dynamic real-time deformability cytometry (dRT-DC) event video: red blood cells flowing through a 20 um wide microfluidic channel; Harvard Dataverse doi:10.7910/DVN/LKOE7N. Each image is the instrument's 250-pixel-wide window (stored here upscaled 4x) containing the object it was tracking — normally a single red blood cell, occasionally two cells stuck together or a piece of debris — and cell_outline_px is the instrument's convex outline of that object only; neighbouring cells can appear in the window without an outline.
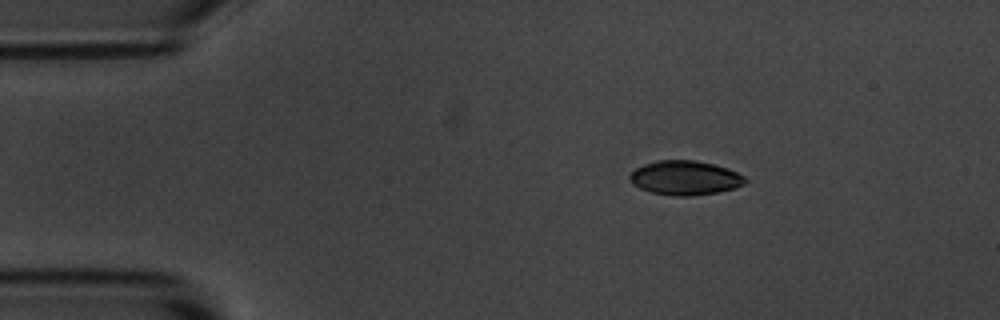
{"species": "common noctule bat (a hibernating species)", "species_latin": "Nyctalus noctula", "temperature_condition": "room temperature", "stored_images_in_passage": 3, "camera_frame_rate_fps": 3000, "um_per_image_px": 0.085, "animal": {"sex": "male", "body_mass_g": 20.1, "forearm_length_mm": 53.5}, "frame": {"image": 1, "passage_image": 1, "time_ms": 0.0, "image_size_px": [1000, 320], "cell_outline_px": [[748, 180], [744, 184], [736, 188], [720, 192], [688, 196], [676, 196], [652, 192], [640, 188], [632, 184], [628, 180], [628, 176], [636, 168], [644, 164], [656, 160], [696, 160], [728, 168], [744, 176]], "centroid_in_image_um": [58.23, 15.12], "position_along_channel_um": 26.8, "area_um2": 23.18}}
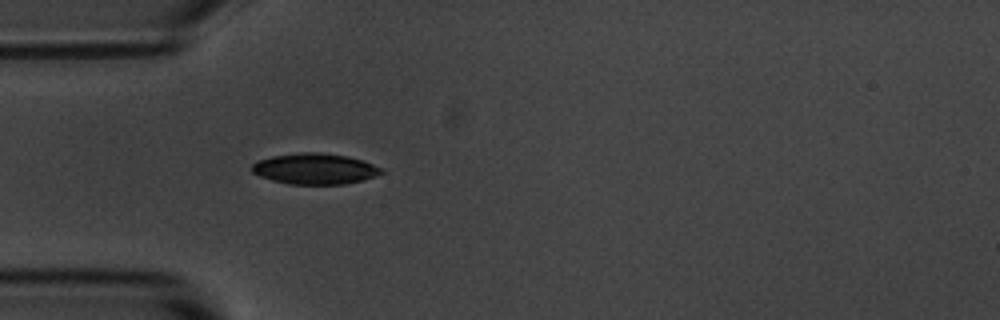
{"frame": {"image": 2, "passage_image": 3, "time_ms": 2.333, "image_size_px": [1000, 320], "cell_outline_px": [[384, 172], [364, 180], [344, 184], [288, 184], [272, 180], [260, 176], [252, 172], [252, 164], [260, 160], [272, 156], [300, 152], [320, 152], [348, 156], [384, 168]], "centroid_in_image_um": [26.78, 14.35], "position_along_channel_um": 58.2, "area_um2": 23.24}}